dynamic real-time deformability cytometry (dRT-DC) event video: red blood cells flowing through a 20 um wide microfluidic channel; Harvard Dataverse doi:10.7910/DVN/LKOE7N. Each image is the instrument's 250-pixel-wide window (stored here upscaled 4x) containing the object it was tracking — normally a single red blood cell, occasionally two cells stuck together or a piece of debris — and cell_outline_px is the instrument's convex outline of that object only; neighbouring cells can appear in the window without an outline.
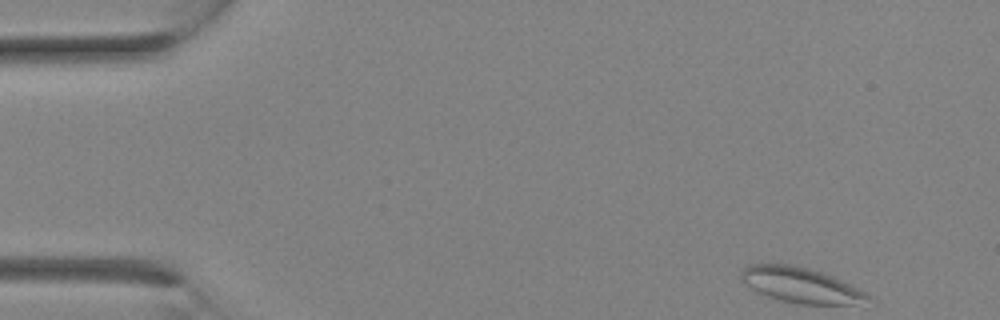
{"species": "Egyptian fruit bat (a non-hibernating species)", "species_latin": "Rousettus aegyptiacus", "temperature_condition": "room temperature", "stored_images_in_passage": 7, "camera_frame_rate_fps": 3000, "um_per_image_px": 0.085, "animal": {"sex": "female"}, "frame": {"image": 1, "passage_image": 1, "time_ms": 0.0, "image_size_px": [1000, 320], "cell_outline_px": [[876, 300], [856, 304], [796, 304], [780, 300], [768, 296], [744, 284], [740, 280], [740, 272], [748, 264], [792, 264], [824, 272], [872, 296]], "centroid_in_image_um": [68.07, 24.24], "position_along_channel_um": 16.9, "area_um2": 26.13}}